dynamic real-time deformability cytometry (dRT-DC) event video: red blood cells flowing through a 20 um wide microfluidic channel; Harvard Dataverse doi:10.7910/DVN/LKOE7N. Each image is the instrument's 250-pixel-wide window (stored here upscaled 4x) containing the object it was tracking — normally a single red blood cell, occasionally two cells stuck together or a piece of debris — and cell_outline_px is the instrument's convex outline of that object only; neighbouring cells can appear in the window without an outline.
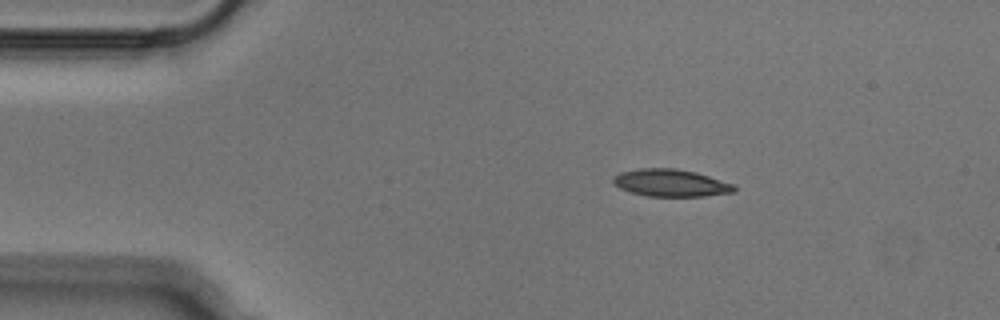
{"species": "Egyptian fruit bat (a non-hibernating species)", "species_latin": "Rousettus aegyptiacus", "temperature_condition": "cold", "stored_images_in_passage": 44, "camera_frame_rate_fps": 3000, "um_per_image_px": 0.085, "animal": {"sex": "male"}, "frame": {"image": 1, "passage_image": 1, "time_ms": 0.0, "image_size_px": [1000, 320], "cell_outline_px": [[736, 192], [704, 196], [648, 196], [632, 192], [620, 188], [612, 184], [612, 180], [620, 172], [640, 168], [676, 168], [696, 172], [732, 184], [736, 188]], "centroid_in_image_um": [57.0, 15.54], "position_along_channel_um": 28.0, "area_um2": 19.13}}
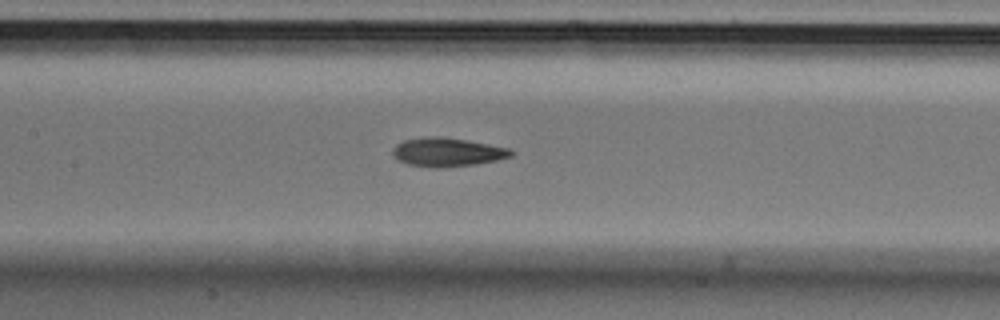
{"frame": {"image": 2, "passage_image": 16, "time_ms": 5.0, "image_size_px": [1000, 320], "cell_outline_px": [[516, 152], [512, 156], [496, 160], [476, 164], [440, 168], [432, 168], [408, 164], [400, 160], [392, 152], [392, 148], [396, 144], [404, 140], [432, 136], [440, 136], [468, 140], [508, 148]], "centroid_in_image_um": [38.04, 12.93], "position_along_channel_um": 169.4, "area_um2": 19.77}}
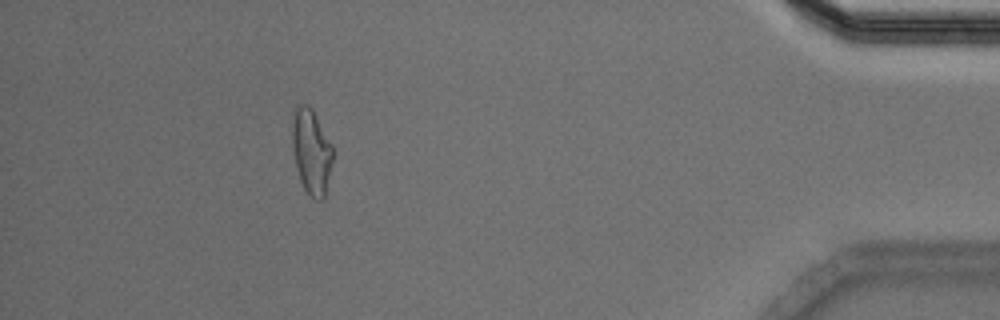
{"frame": {"image": 3, "passage_image": 39, "time_ms": 12.667, "image_size_px": [1000, 320], "cell_outline_px": [[332, 160], [324, 200], [316, 200], [304, 188], [300, 180], [296, 168], [292, 148], [292, 120], [296, 104], [308, 104], [312, 108], [332, 144]], "centroid_in_image_um": [26.45, 12.85], "position_along_channel_um": 408.8, "area_um2": 20.17}}